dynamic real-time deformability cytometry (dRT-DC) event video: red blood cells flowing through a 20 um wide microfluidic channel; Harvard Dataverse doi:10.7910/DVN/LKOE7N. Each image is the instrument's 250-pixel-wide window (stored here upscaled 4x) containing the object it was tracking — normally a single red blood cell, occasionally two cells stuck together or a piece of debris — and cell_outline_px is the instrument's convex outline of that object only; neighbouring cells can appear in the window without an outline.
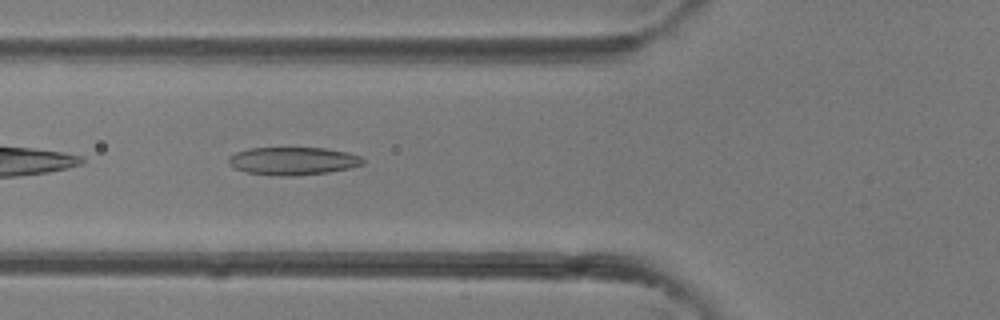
{"species": "common noctule bat (a hibernating species)", "species_latin": "Nyctalus noctula", "temperature_condition": "room temperature", "stored_images_in_passage": 33, "camera_frame_rate_fps": 3000, "um_per_image_px": 0.085, "animal": {"sex": "female"}, "frame": {"image": 1, "passage_image": 8, "time_ms": 2.333, "image_size_px": [1000, 320], "cell_outline_px": [[364, 164], [348, 168], [328, 172], [296, 176], [280, 176], [244, 172], [228, 164], [228, 156], [236, 152], [248, 148], [324, 148], [348, 152], [360, 156], [364, 160]], "centroid_in_image_um": [24.88, 13.68], "position_along_channel_um": 100.9, "area_um2": 21.91}}
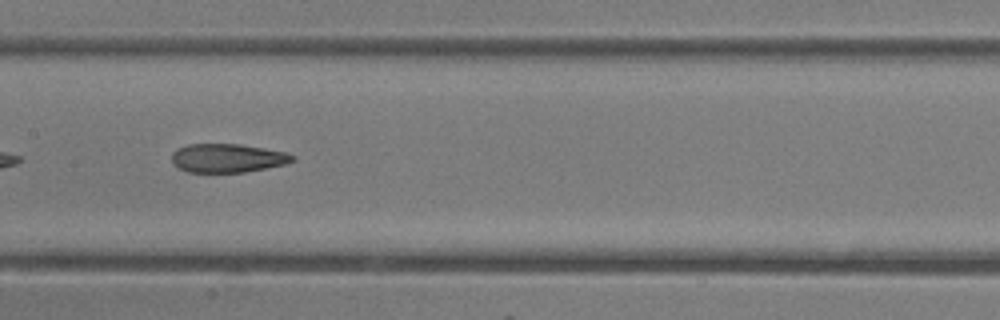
{"frame": {"image": 2, "passage_image": 13, "time_ms": 4.0, "image_size_px": [1000, 320], "cell_outline_px": [[296, 160], [284, 164], [244, 172], [188, 172], [172, 164], [172, 152], [176, 148], [188, 144], [240, 144], [288, 152], [296, 156]], "centroid_in_image_um": [19.34, 13.43], "position_along_channel_um": 188.1, "area_um2": 20.29}}
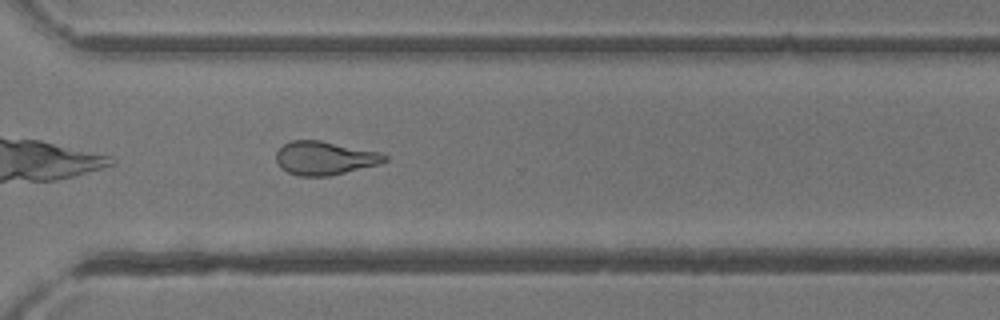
{"frame": {"image": 3, "passage_image": 22, "time_ms": 7.0, "image_size_px": [1000, 320], "cell_outline_px": [[388, 160], [380, 164], [332, 176], [300, 176], [288, 172], [280, 168], [276, 160], [276, 152], [284, 144], [292, 140], [320, 140], [380, 152], [388, 156]], "centroid_in_image_um": [27.62, 13.44], "position_along_channel_um": 343.0, "area_um2": 21.39}}